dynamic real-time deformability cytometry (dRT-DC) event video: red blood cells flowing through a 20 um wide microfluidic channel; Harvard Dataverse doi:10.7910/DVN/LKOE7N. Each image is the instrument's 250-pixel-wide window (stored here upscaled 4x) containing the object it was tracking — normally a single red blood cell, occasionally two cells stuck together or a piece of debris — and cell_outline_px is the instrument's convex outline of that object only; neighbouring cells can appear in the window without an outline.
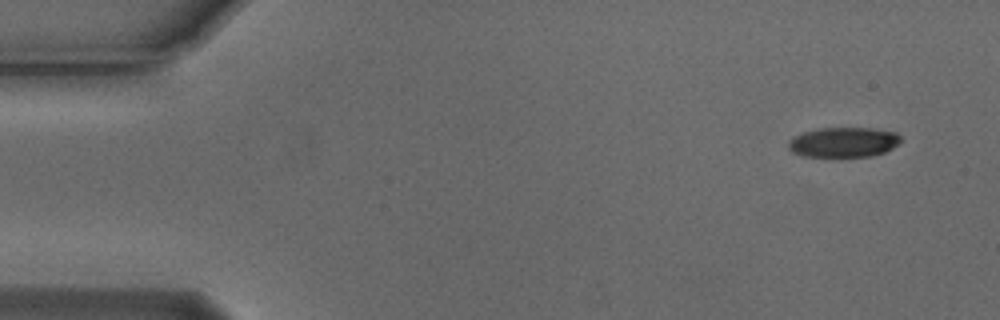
{"species": "Egyptian fruit bat (a non-hibernating species)", "species_latin": "Rousettus aegyptiacus", "temperature_condition": "cold", "stored_images_in_passage": 5, "camera_frame_rate_fps": 3000, "um_per_image_px": 0.085, "animal": {"sex": "male"}, "frame": {"image": 1, "passage_image": 1, "time_ms": 0.0, "image_size_px": [1000, 320], "cell_outline_px": [[900, 140], [892, 148], [884, 152], [872, 156], [800, 156], [792, 152], [788, 148], [788, 140], [804, 132], [820, 128], [872, 128], [896, 132], [900, 136]], "centroid_in_image_um": [71.68, 12.08], "position_along_channel_um": 13.3, "area_um2": 19.48}}
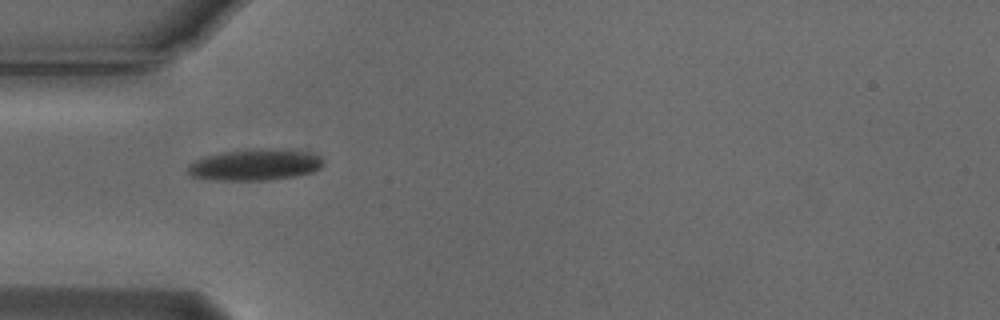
{"frame": {"image": 2, "passage_image": 4, "time_ms": 1.0, "image_size_px": [1000, 320], "cell_outline_px": [[324, 164], [320, 168], [312, 172], [292, 176], [268, 180], [212, 180], [192, 176], [188, 172], [188, 164], [204, 156], [224, 152], [260, 148], [272, 148], [304, 152], [320, 156], [324, 160]], "centroid_in_image_um": [21.66, 14.0], "position_along_channel_um": 63.3, "area_um2": 24.57}}
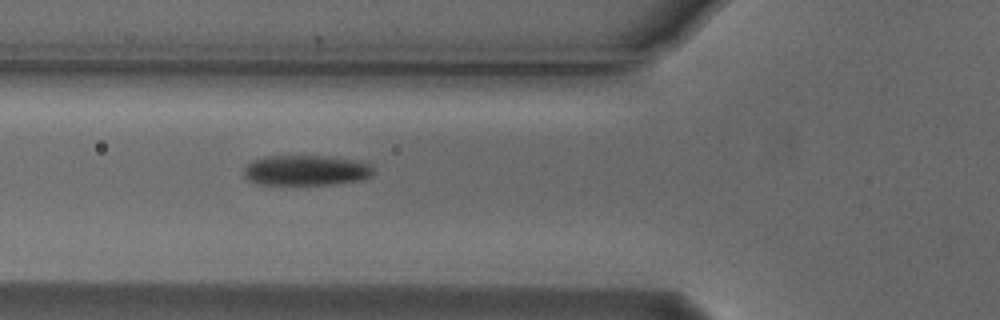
{"frame": {"image": 3, "passage_image": 5, "time_ms": 1.333, "image_size_px": [1000, 320], "cell_outline_px": [[376, 172], [372, 176], [364, 180], [332, 184], [260, 184], [248, 180], [244, 176], [244, 168], [252, 160], [264, 156], [324, 156], [352, 160], [368, 164]], "centroid_in_image_um": [26.01, 14.48], "position_along_channel_um": 99.8, "area_um2": 22.83}}